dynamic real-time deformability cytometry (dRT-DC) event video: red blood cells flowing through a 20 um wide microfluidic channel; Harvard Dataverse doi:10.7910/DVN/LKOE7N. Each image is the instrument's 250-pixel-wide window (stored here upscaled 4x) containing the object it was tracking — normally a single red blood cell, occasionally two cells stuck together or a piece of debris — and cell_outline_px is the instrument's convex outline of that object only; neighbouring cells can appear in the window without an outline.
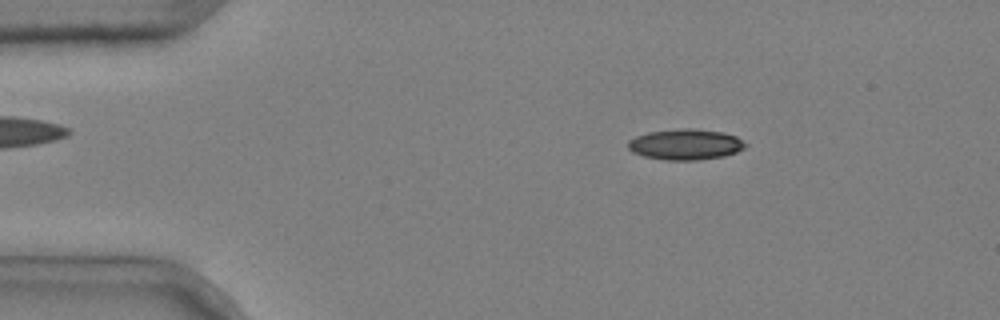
{"species": "common noctule bat (a hibernating species)", "species_latin": "Nyctalus noctula", "temperature_condition": "cold", "stored_images_in_passage": 4, "camera_frame_rate_fps": 3000, "um_per_image_px": 0.085, "animal": {"sex": "male", "body_mass_g": 20.4}, "frame": {"image": 1, "passage_image": 2, "time_ms": 0.333, "image_size_px": [1000, 320], "cell_outline_px": [[748, 144], [744, 148], [736, 152], [724, 156], [700, 160], [664, 160], [644, 156], [632, 152], [628, 148], [628, 140], [636, 136], [648, 132], [680, 128], [692, 128], [724, 132], [736, 136]], "centroid_in_image_um": [58.27, 12.27], "position_along_channel_um": 26.7, "area_um2": 21.21}}
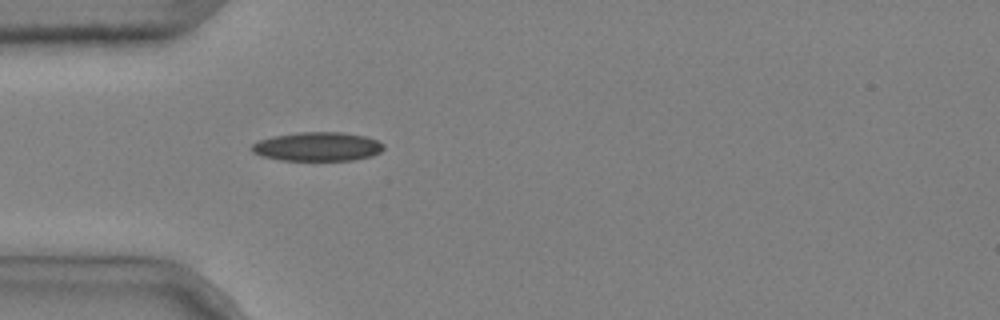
{"frame": {"image": 2, "passage_image": 4, "time_ms": 1.0, "image_size_px": [1000, 320], "cell_outline_px": [[384, 148], [380, 152], [372, 156], [352, 160], [280, 160], [264, 156], [252, 152], [252, 144], [260, 140], [272, 136], [300, 132], [344, 132], [364, 136], [376, 140], [384, 144]], "centroid_in_image_um": [27.01, 12.46], "position_along_channel_um": 58.0, "area_um2": 22.14}}